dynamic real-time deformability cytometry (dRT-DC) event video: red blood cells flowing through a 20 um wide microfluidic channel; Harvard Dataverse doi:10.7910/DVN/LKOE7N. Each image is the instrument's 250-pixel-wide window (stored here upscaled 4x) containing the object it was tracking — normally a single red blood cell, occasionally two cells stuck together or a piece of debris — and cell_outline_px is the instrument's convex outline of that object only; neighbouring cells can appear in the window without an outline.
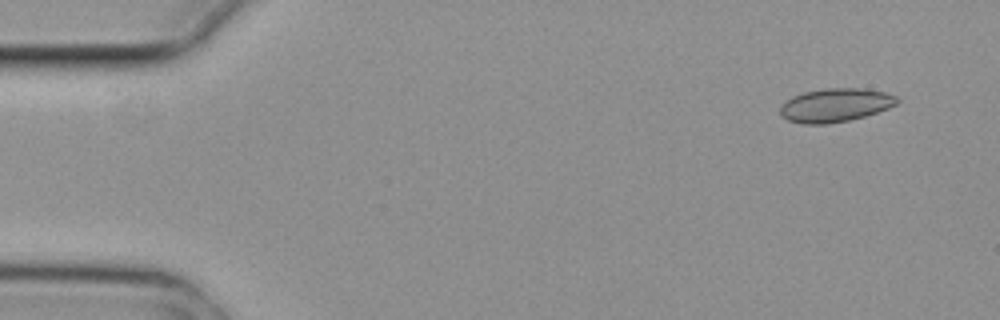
{"species": "common noctule bat (a hibernating species)", "species_latin": "Nyctalus noctula", "temperature_condition": "cold", "stored_images_in_passage": 4, "camera_frame_rate_fps": 3000, "um_per_image_px": 0.085, "animal": {"sex": "female", "body_mass_g": 29.2, "forearm_length_mm": 56.3}, "frame": {"image": 1, "passage_image": 4, "time_ms": 1.0, "image_size_px": [1000, 320], "cell_outline_px": [[900, 100], [896, 104], [888, 108], [864, 116], [848, 120], [828, 124], [804, 124], [788, 120], [780, 112], [780, 108], [792, 96], [804, 92], [824, 88], [864, 88], [884, 92], [896, 96]], "centroid_in_image_um": [71.02, 8.93], "position_along_channel_um": 14.0, "area_um2": 22.66}}